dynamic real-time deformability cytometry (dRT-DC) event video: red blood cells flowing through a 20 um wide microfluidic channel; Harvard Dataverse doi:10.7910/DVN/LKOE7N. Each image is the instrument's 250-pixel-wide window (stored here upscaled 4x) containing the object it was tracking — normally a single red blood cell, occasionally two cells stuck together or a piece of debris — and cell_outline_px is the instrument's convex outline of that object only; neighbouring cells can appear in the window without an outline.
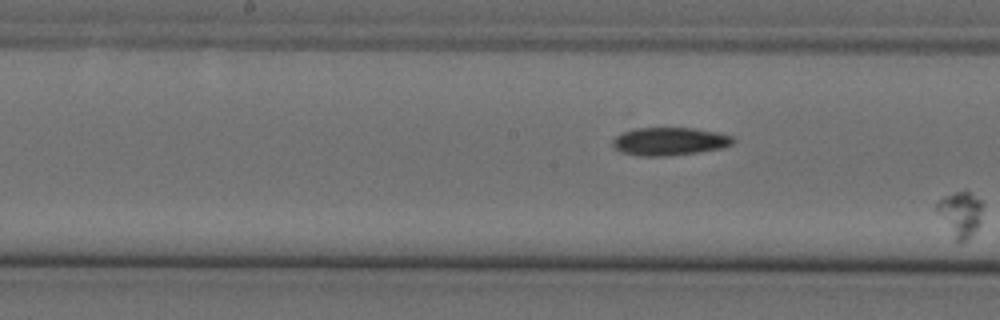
{"species": "Egyptian fruit bat (a non-hibernating species)", "species_latin": "Rousettus aegyptiacus", "temperature_condition": "cold", "stored_images_in_passage": 7, "segment_of_instrument_passage": [2, 2], "camera_frame_rate_fps": 3000, "um_per_image_px": 0.085, "animal": {"sex": "female"}, "frame": {"image": 1, "passage_image": 7, "time_ms": 2.0, "image_size_px": [1000, 320], "cell_outline_px": [[984, 204], [980, 224], [968, 240], [956, 240], [936, 208], [936, 204], [944, 196], [956, 192], [968, 192], [980, 200]], "centroid_in_image_um": [81.69, 18.17], "position_along_channel_um": 166.5, "area_um2": 11.62}}